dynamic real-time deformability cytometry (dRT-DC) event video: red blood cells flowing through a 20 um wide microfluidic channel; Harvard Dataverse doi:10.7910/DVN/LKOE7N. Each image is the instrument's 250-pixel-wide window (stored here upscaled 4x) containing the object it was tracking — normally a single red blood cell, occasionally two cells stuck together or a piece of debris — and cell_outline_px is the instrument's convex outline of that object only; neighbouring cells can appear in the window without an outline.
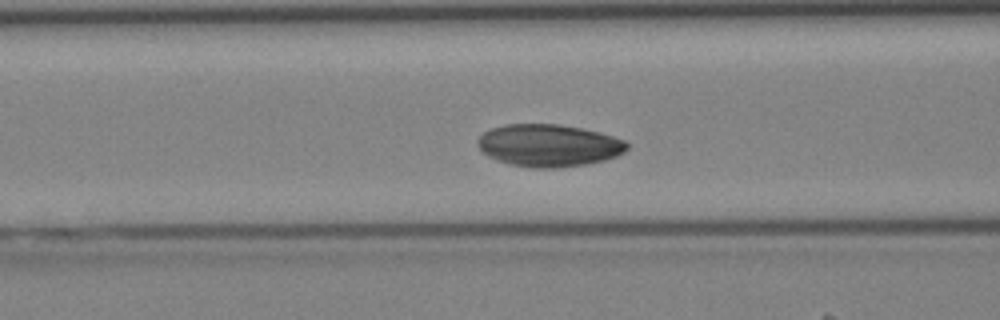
{"species": "Egyptian fruit bat (a non-hibernating species)", "species_latin": "Rousettus aegyptiacus", "temperature_condition": "cold", "stored_images_in_passage": 32, "camera_frame_rate_fps": 3000, "um_per_image_px": 0.085, "animal": {"sex": "female"}, "frame": {"image": 1, "passage_image": 7, "time_ms": 2.0, "image_size_px": [1000, 320], "cell_outline_px": [[628, 148], [624, 152], [616, 156], [604, 160], [584, 164], [556, 168], [532, 168], [508, 164], [496, 160], [480, 152], [476, 144], [476, 140], [484, 132], [492, 128], [504, 124], [560, 124], [600, 132], [624, 140], [628, 144]], "centroid_in_image_um": [46.59, 12.36], "position_along_channel_um": 120.0, "area_um2": 37.05}}
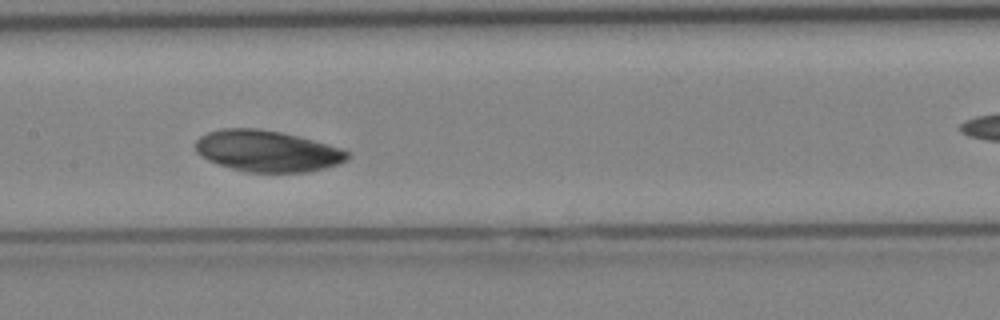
{"frame": {"image": 2, "passage_image": 11, "time_ms": 3.333, "image_size_px": [1000, 320], "cell_outline_px": [[352, 156], [348, 160], [340, 164], [308, 172], [244, 172], [216, 164], [200, 156], [196, 152], [196, 140], [200, 136], [208, 132], [220, 128], [256, 128], [280, 132], [312, 140], [340, 148], [348, 152]], "centroid_in_image_um": [22.69, 12.85], "position_along_channel_um": 184.7, "area_um2": 36.7}}
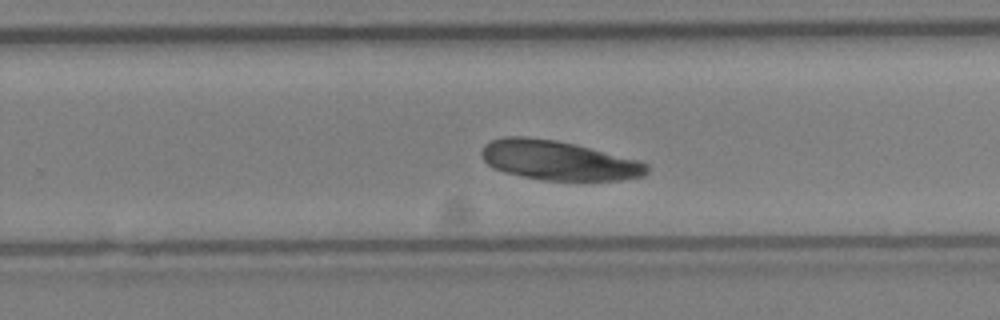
{"frame": {"image": 3, "passage_image": 17, "time_ms": 5.333, "image_size_px": [1000, 320], "cell_outline_px": [[648, 172], [644, 176], [620, 180], [544, 180], [504, 172], [492, 168], [480, 156], [480, 152], [484, 144], [492, 140], [504, 136], [524, 136], [556, 140], [640, 160], [648, 164]], "centroid_in_image_um": [47.44, 13.63], "position_along_channel_um": 282.4, "area_um2": 37.97}}